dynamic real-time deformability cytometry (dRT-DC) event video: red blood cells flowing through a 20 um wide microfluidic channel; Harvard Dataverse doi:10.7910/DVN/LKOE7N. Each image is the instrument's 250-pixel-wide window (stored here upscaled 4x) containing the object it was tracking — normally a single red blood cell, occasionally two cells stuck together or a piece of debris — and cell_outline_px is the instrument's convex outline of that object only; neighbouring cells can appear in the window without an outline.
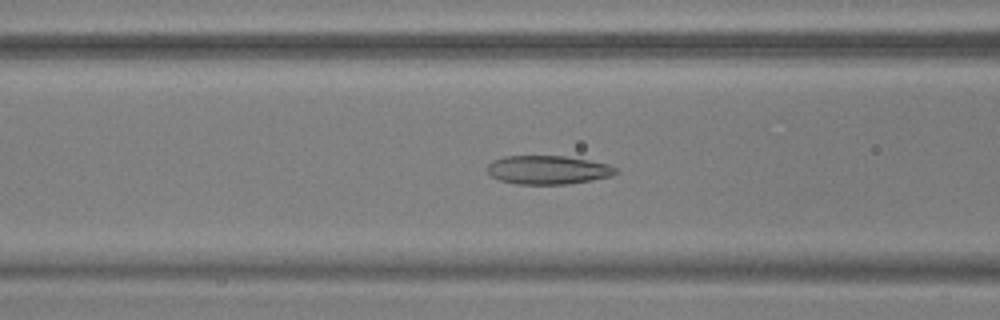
{"species": "common noctule bat (a hibernating species)", "species_latin": "Nyctalus noctula", "temperature_condition": "warm", "stored_images_in_passage": 55, "camera_frame_rate_fps": 3000, "um_per_image_px": 0.085, "animal": {"sex": "male", "body_mass_g": 17.9, "forearm_length_mm": 54.2}, "frame": {"image": 1, "passage_image": 23, "time_ms": 7.333, "image_size_px": [1000, 320], "cell_outline_px": [[616, 172], [612, 176], [592, 180], [568, 184], [516, 184], [500, 180], [492, 176], [488, 172], [488, 164], [492, 160], [504, 156], [564, 156], [588, 160], [608, 164], [616, 168]], "centroid_in_image_um": [46.56, 14.44], "position_along_channel_um": 120.0, "area_um2": 21.39}}
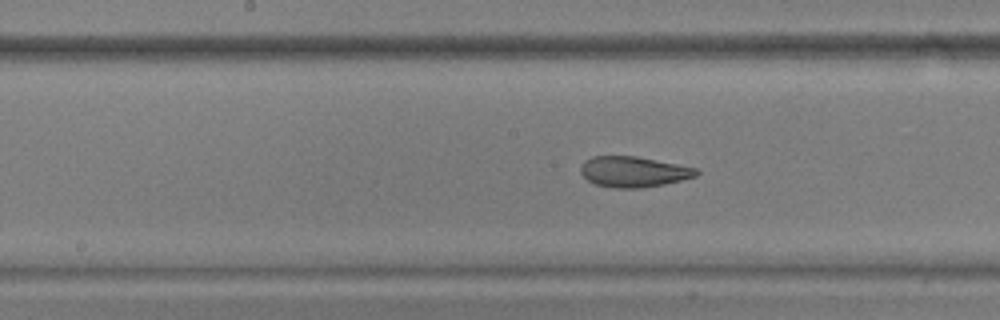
{"frame": {"image": 2, "passage_image": 29, "time_ms": 9.333, "image_size_px": [1000, 320], "cell_outline_px": [[700, 172], [696, 176], [664, 184], [640, 188], [616, 188], [596, 184], [588, 180], [580, 172], [580, 168], [584, 160], [592, 156], [636, 156], [696, 168]], "centroid_in_image_um": [53.82, 14.59], "position_along_channel_um": 194.4, "area_um2": 20.46}}
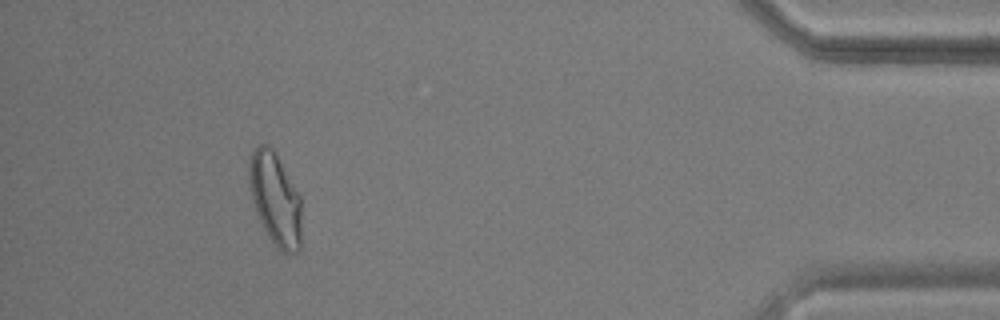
{"frame": {"image": 3, "passage_image": 51, "time_ms": 16.667, "image_size_px": [1000, 320], "cell_outline_px": [[300, 248], [296, 252], [280, 252], [276, 248], [264, 228], [256, 212], [252, 200], [248, 180], [248, 164], [252, 152], [260, 144], [268, 144], [276, 152], [300, 196]], "centroid_in_image_um": [23.37, 16.89], "position_along_channel_um": 411.8, "area_um2": 28.21}, "authors_computed_cell_mechanics": {"area_um2": 24.1026, "velocity_mm_per_s": 3.7062, "shape_relaxation_time_tau1_ms": null, "shape_relaxation_time_tau2_ms": 1.5765, "deformation_change_tau1": null, "deformation_change_tau2": 0.0753}}